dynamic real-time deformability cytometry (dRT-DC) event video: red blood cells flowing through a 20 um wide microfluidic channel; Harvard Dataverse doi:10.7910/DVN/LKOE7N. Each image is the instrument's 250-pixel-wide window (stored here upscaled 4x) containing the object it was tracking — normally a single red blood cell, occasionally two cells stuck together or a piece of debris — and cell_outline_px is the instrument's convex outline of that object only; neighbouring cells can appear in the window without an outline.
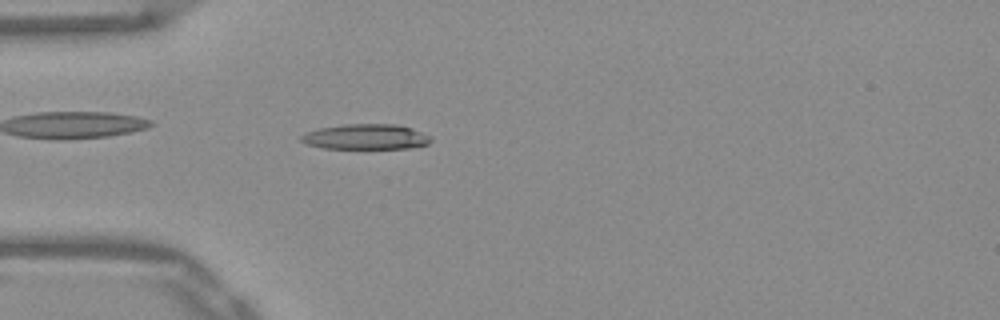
{"species": "Egyptian fruit bat (a non-hibernating species)", "species_latin": "Rousettus aegyptiacus", "temperature_condition": "warm", "stored_images_in_passage": 51, "camera_frame_rate_fps": 3000, "um_per_image_px": 0.085, "frame": {"image": 1, "passage_image": 14, "time_ms": 4.333, "image_size_px": [1000, 320], "cell_outline_px": [[432, 140], [428, 144], [408, 148], [324, 148], [304, 144], [300, 140], [300, 136], [304, 132], [320, 128], [344, 124], [396, 124], [412, 128], [432, 136]], "centroid_in_image_um": [31.08, 11.62], "position_along_channel_um": 53.9, "area_um2": 19.25}}
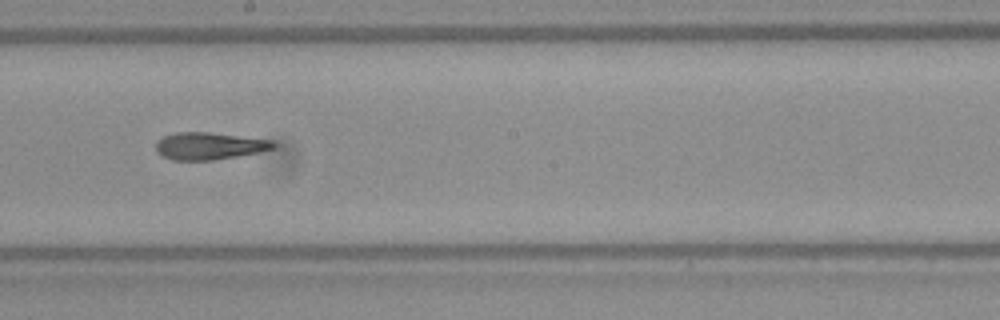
{"frame": {"image": 2, "passage_image": 28, "time_ms": 9.0, "image_size_px": [1000, 320], "cell_outline_px": [[276, 144], [272, 148], [256, 152], [236, 156], [212, 160], [172, 160], [156, 152], [156, 140], [164, 136], [176, 132], [208, 132], [272, 140]], "centroid_in_image_um": [17.72, 12.4], "position_along_channel_um": 230.5, "area_um2": 18.38}}
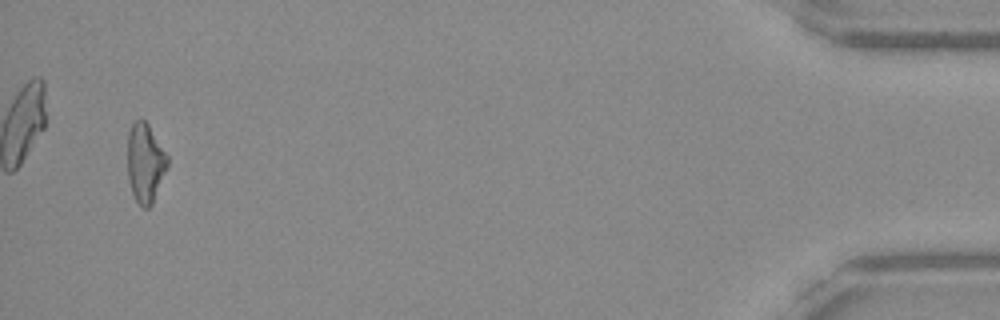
{"frame": {"image": 3, "passage_image": 49, "time_ms": 16.0, "image_size_px": [1000, 320], "cell_outline_px": [[168, 168], [152, 204], [148, 208], [144, 208], [136, 200], [132, 192], [128, 180], [128, 132], [132, 124], [140, 116], [148, 124], [168, 156]], "centroid_in_image_um": [12.35, 13.84], "position_along_channel_um": 422.8, "area_um2": 18.5}, "authors_computed_cell_mechanics": {"area_um2": 18.9006, "velocity_mm_per_s": 3.9201, "shape_relaxation_time_tau1_ms": null, "shape_relaxation_time_tau2_ms": 4.5309, "deformation_change_tau1": null, "deformation_change_tau2": 0.1633}}